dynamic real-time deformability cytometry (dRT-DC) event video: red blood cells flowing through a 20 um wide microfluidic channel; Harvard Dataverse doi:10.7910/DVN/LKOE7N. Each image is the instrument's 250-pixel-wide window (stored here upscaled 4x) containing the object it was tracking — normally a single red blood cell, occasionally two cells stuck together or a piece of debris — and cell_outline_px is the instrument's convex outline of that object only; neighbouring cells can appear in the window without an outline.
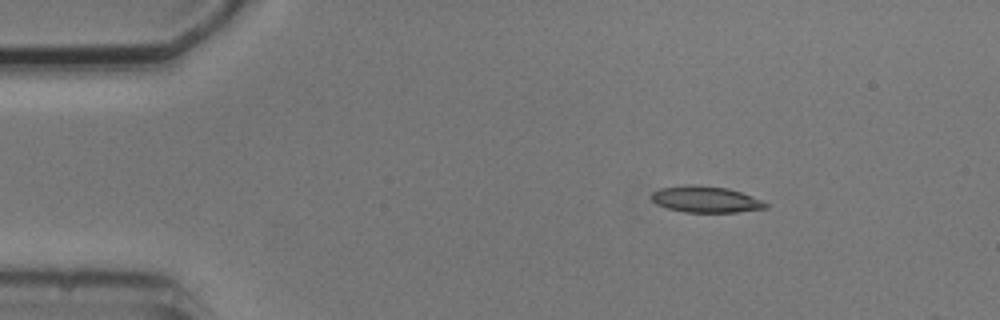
{"species": "common noctule bat (a hibernating species)", "species_latin": "Nyctalus noctula", "temperature_condition": "cold", "stored_images_in_passage": 3, "camera_frame_rate_fps": 3000, "um_per_image_px": 0.085, "animal": {"sex": "male", "body_mass_g": 20.5, "forearm_length_mm": 52.5}, "frame": {"image": 1, "passage_image": 1, "time_ms": 0.0, "image_size_px": [1000, 320], "cell_outline_px": [[768, 208], [736, 212], [684, 212], [668, 208], [656, 204], [652, 200], [652, 192], [660, 188], [684, 184], [692, 184], [728, 188], [752, 196], [768, 204]], "centroid_in_image_um": [59.96, 16.94], "position_along_channel_um": 25.0, "area_um2": 17.51}}